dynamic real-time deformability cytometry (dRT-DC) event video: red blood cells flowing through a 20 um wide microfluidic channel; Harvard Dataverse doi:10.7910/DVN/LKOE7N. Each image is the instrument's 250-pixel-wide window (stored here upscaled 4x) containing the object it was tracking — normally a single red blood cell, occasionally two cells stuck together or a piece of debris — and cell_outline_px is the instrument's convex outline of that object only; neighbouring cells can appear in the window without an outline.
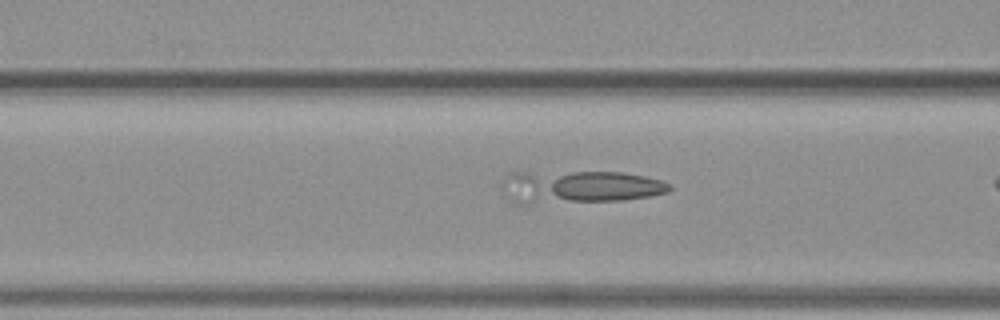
{"species": "common noctule bat (a hibernating species)", "species_latin": "Nyctalus noctula", "temperature_condition": "warm", "stored_images_in_passage": 13, "camera_frame_rate_fps": 3000, "um_per_image_px": 0.085, "animal": {"sex": "female", "body_mass_g": 19.3, "forearm_length_mm": 54.1}, "frame": {"image": 1, "passage_image": 4, "time_ms": 1.0, "image_size_px": [1000, 320], "cell_outline_px": [[672, 188], [668, 192], [652, 196], [624, 200], [568, 200], [500, 184], [504, 176], [508, 172], [624, 172], [644, 176], [660, 180], [672, 184]], "centroid_in_image_um": [49.94, 15.72], "position_along_channel_um": 116.7, "area_um2": 27.34}}